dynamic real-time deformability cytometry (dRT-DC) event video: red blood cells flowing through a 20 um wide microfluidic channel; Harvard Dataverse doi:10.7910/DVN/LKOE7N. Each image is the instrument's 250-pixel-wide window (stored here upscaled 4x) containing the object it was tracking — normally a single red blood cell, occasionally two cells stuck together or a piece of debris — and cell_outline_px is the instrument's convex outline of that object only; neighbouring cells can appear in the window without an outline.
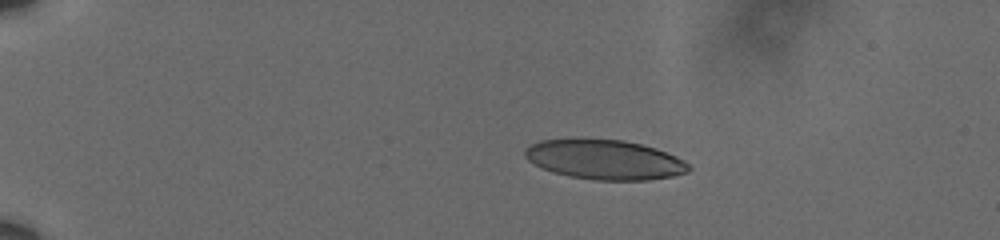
{"species": "human", "species_latin": "Homo sapiens", "temperature_condition": "cold", "stored_images_in_passage": 40, "camera_frame_rate_fps": 3000, "um_per_image_px": 0.085, "donor": {"sex": "male"}, "frame": {"image": 1, "passage_image": 1, "time_ms": 0.0, "image_size_px": [1000, 240], "cell_outline_px": [[692, 168], [688, 172], [672, 176], [648, 180], [596, 180], [568, 176], [544, 168], [528, 160], [524, 156], [524, 152], [532, 144], [540, 140], [576, 136], [624, 140], [656, 148], [676, 156], [684, 160]], "centroid_in_image_um": [51.39, 13.53], "position_along_channel_um": 33.6, "area_um2": 38.49}}
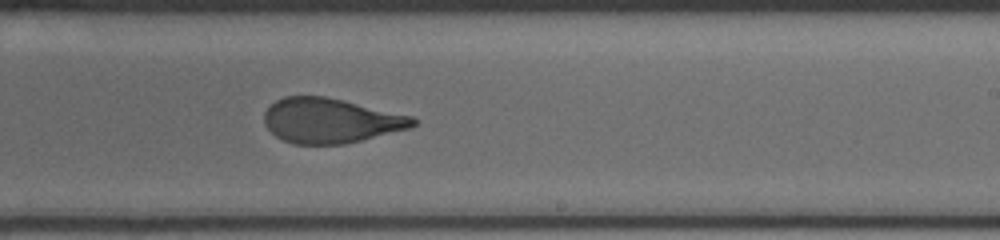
{"frame": {"image": 2, "passage_image": 22, "time_ms": 7.0, "image_size_px": [1000, 240], "cell_outline_px": [[416, 124], [408, 128], [344, 144], [296, 144], [284, 140], [276, 136], [264, 124], [264, 112], [276, 100], [284, 96], [324, 96], [412, 116], [416, 120]], "centroid_in_image_um": [28.05, 10.25], "position_along_channel_um": 260.9, "area_um2": 38.26}}
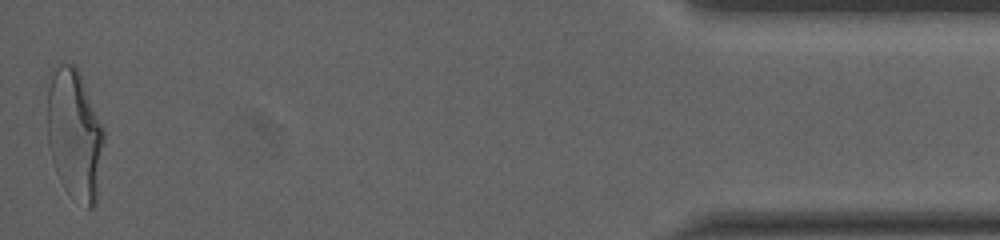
{"frame": {"image": 3, "passage_image": 40, "time_ms": 13.0, "image_size_px": [1000, 240], "cell_outline_px": [[104, 140], [96, 204], [92, 208], [88, 208], [72, 200], [64, 188], [56, 172], [52, 160], [48, 144], [48, 68], [56, 64], [72, 64], [80, 72], [104, 128]], "centroid_in_image_um": [6.33, 11.41], "position_along_channel_um": 428.9, "area_um2": 43.81}, "authors_computed_cell_mechanics": {"area_um2": 40.2866, "velocity_mm_per_s": 3.6241, "shape_relaxation_time_tau1_ms": 4.9844, "shape_relaxation_time_tau2_ms": 0.9183, "deformation_change_tau1": 0.2092, "deformation_change_tau2": 0.0877}}